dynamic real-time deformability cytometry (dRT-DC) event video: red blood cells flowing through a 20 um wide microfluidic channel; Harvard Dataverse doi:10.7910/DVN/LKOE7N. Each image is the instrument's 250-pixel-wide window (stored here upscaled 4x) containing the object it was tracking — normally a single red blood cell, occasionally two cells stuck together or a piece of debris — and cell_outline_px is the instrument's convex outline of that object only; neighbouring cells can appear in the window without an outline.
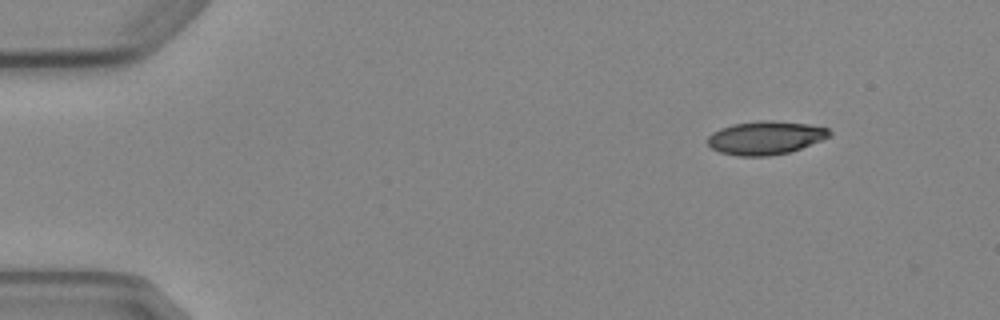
{"species": "Egyptian fruit bat (a non-hibernating species)", "species_latin": "Rousettus aegyptiacus", "temperature_condition": "cold", "stored_images_in_passage": 6, "camera_frame_rate_fps": 3000, "um_per_image_px": 0.085, "animal": {"sex": "female"}, "frame": {"image": 1, "passage_image": 6, "time_ms": 6.0, "image_size_px": [1000, 320], "cell_outline_px": [[832, 136], [800, 148], [788, 152], [768, 156], [736, 156], [720, 152], [712, 148], [708, 144], [708, 136], [712, 132], [720, 128], [732, 124], [760, 120], [772, 120], [808, 124], [828, 128], [832, 132]], "centroid_in_image_um": [65.06, 11.7], "position_along_channel_um": 19.9, "area_um2": 23.76}}